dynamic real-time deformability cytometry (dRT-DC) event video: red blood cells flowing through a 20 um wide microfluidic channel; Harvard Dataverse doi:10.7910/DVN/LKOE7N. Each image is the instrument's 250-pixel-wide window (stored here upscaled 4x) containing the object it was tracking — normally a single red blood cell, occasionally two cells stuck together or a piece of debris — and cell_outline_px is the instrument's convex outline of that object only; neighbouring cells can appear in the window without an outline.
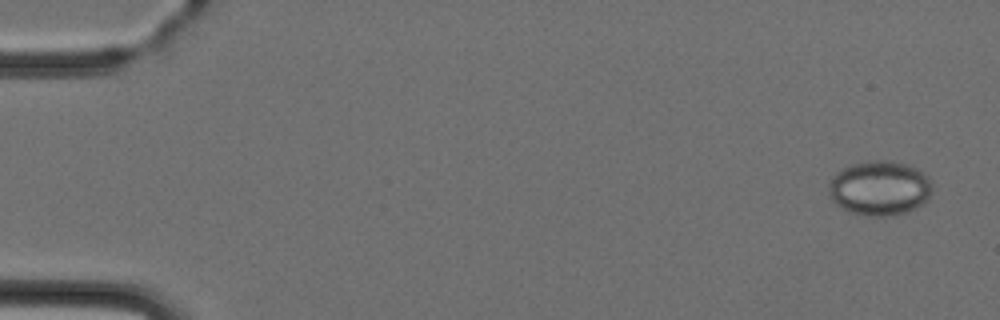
{"species": "Egyptian fruit bat (a non-hibernating species)", "species_latin": "Rousettus aegyptiacus", "temperature_condition": "cold", "stored_images_in_passage": 5, "camera_frame_rate_fps": 3000, "um_per_image_px": 0.085, "animal": {"sex": "female"}, "frame": {"image": 1, "passage_image": 1, "time_ms": 0.0, "image_size_px": [1000, 320], "cell_outline_px": [[932, 192], [928, 200], [924, 204], [908, 212], [896, 216], [864, 216], [848, 212], [840, 208], [832, 200], [828, 192], [828, 184], [832, 176], [840, 168], [852, 164], [868, 160], [892, 160], [908, 164], [924, 172], [928, 176], [932, 184]], "centroid_in_image_um": [74.77, 15.99], "position_along_channel_um": 10.2, "area_um2": 33.99}}